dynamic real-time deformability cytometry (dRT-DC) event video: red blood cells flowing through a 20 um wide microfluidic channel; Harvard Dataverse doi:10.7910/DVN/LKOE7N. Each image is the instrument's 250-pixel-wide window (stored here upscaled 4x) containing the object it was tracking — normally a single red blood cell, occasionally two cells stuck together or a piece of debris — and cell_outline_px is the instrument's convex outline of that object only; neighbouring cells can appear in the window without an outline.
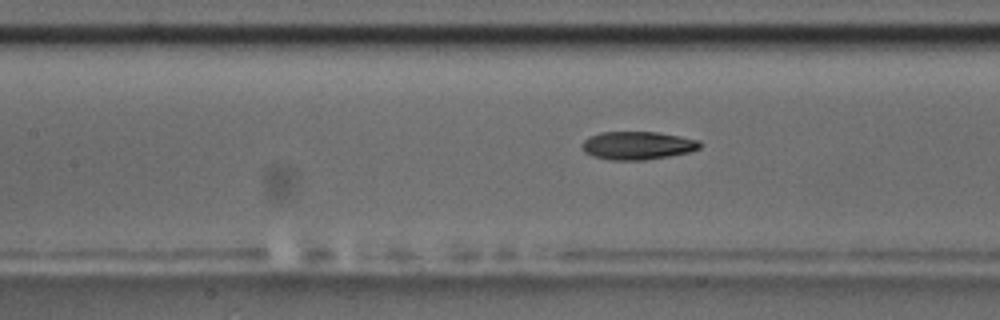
{"species": "common noctule bat (a hibernating species)", "species_latin": "Nyctalus noctula", "temperature_condition": "room temperature", "stored_images_in_passage": 9, "segment_of_instrument_passage": [2, 2], "camera_frame_rate_fps": 3000, "um_per_image_px": 0.085, "animal": {"sex": "male", "body_mass_g": 17.5, "forearm_length_mm": 52.3}, "frame": {"image": 1, "passage_image": 9, "time_ms": 9.333, "image_size_px": [1000, 320], "cell_outline_px": [[700, 148], [688, 152], [668, 156], [644, 160], [608, 160], [592, 156], [584, 152], [584, 140], [588, 136], [600, 132], [656, 132], [680, 136], [700, 140]], "centroid_in_image_um": [54.18, 12.36], "position_along_channel_um": 153.2, "area_um2": 19.25}}